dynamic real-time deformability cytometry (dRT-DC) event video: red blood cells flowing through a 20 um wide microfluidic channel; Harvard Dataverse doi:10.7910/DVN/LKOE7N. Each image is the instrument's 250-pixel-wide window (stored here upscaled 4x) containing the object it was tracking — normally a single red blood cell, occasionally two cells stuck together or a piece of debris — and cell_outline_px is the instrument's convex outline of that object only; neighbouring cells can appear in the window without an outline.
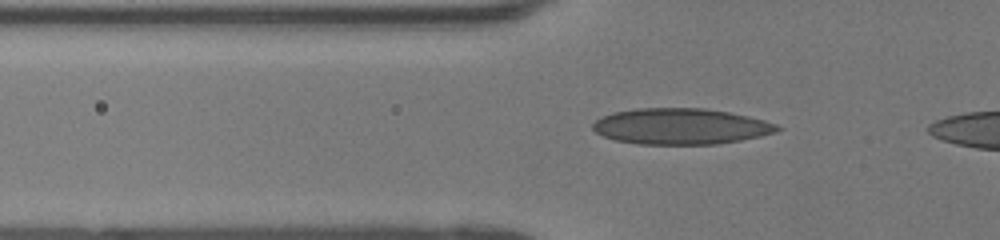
{"species": "human", "species_latin": "Homo sapiens", "temperature_condition": "room temperature", "stored_images_in_passage": 36, "camera_frame_rate_fps": 3000, "um_per_image_px": 0.085, "donor": {"sex": "female"}, "frame": {"image": 1, "passage_image": 8, "time_ms": 2.333, "image_size_px": [1000, 240], "cell_outline_px": [[784, 128], [776, 132], [760, 136], [740, 140], [716, 144], [636, 144], [616, 140], [604, 136], [596, 132], [592, 128], [592, 124], [596, 120], [612, 112], [636, 108], [704, 108], [728, 112], [748, 116], [764, 120], [776, 124]], "centroid_in_image_um": [57.87, 10.74], "position_along_channel_um": 67.9, "area_um2": 38.67}}
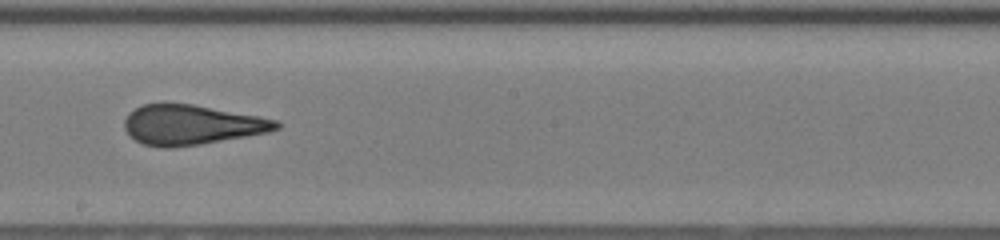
{"frame": {"image": 2, "passage_image": 20, "time_ms": 6.333, "image_size_px": [1000, 240], "cell_outline_px": [[280, 128], [268, 132], [200, 144], [172, 148], [160, 148], [144, 144], [136, 140], [124, 128], [124, 120], [128, 112], [144, 104], [164, 100], [192, 104], [256, 116], [276, 120], [280, 124]], "centroid_in_image_um": [16.2, 10.58], "position_along_channel_um": 232.0, "area_um2": 35.49}}
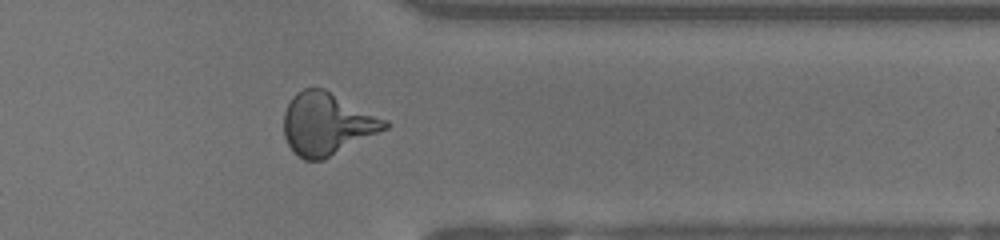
{"frame": {"image": 3, "passage_image": 31, "time_ms": 10.0, "image_size_px": [1000, 240], "cell_outline_px": [[392, 124], [388, 128], [324, 160], [304, 160], [288, 144], [284, 136], [284, 112], [292, 96], [296, 92], [304, 88], [324, 88], [388, 120]], "centroid_in_image_um": [27.81, 10.52], "position_along_channel_um": 383.6, "area_um2": 36.7}}